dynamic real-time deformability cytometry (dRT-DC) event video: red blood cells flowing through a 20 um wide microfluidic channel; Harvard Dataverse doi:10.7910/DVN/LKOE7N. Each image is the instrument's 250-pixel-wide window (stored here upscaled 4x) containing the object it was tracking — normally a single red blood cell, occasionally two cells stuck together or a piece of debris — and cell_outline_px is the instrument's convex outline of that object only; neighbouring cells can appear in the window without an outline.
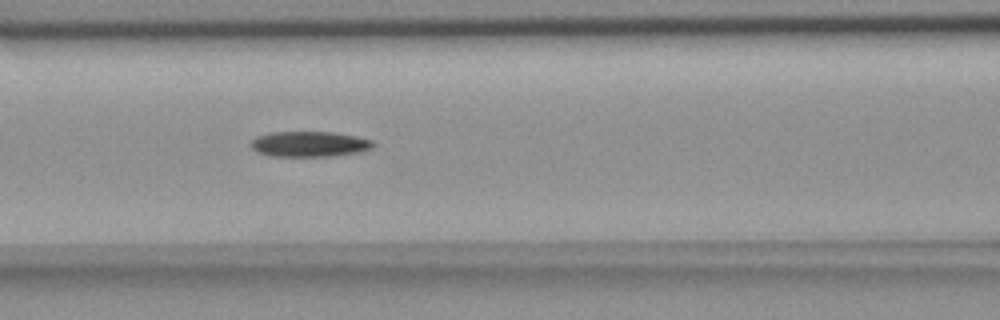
{"species": "common noctule bat (a hibernating species)", "species_latin": "Nyctalus noctula", "temperature_condition": "room temperature", "stored_images_in_passage": 3, "camera_frame_rate_fps": 3000, "um_per_image_px": 0.085, "animal": {"sex": "female", "body_mass_g": 18.4}, "frame": {"image": 1, "passage_image": 3, "time_ms": 2.0, "image_size_px": [1000, 320], "cell_outline_px": [[376, 144], [372, 148], [360, 152], [336, 156], [272, 156], [256, 152], [252, 148], [252, 140], [256, 136], [272, 132], [332, 132], [356, 136], [372, 140]], "centroid_in_image_um": [26.33, 12.25], "position_along_channel_um": 140.3, "area_um2": 18.21}}